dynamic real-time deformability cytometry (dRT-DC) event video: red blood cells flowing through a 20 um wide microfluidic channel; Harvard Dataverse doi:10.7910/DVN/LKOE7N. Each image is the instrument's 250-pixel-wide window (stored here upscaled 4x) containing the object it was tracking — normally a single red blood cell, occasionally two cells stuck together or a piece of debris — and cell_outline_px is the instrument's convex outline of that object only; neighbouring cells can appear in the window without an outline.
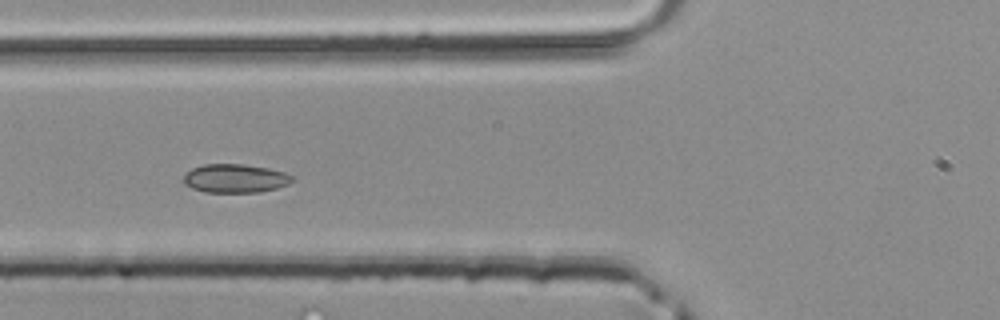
{"species": "common noctule bat (a hibernating species)", "species_latin": "Nyctalus noctula", "temperature_condition": "room temperature", "stored_images_in_passage": 2, "camera_frame_rate_fps": 3000, "um_per_image_px": 0.085, "animal": {"sex": "male", "body_mass_g": 20.4}, "frame": {"image": 1, "passage_image": 2, "time_ms": 0.333, "image_size_px": [1000, 320], "cell_outline_px": [[296, 180], [288, 184], [276, 188], [260, 192], [204, 192], [192, 188], [184, 184], [184, 176], [192, 168], [204, 164], [244, 164], [268, 168], [284, 172], [296, 176]], "centroid_in_image_um": [20.04, 15.16], "position_along_channel_um": 105.8, "area_um2": 18.26}}